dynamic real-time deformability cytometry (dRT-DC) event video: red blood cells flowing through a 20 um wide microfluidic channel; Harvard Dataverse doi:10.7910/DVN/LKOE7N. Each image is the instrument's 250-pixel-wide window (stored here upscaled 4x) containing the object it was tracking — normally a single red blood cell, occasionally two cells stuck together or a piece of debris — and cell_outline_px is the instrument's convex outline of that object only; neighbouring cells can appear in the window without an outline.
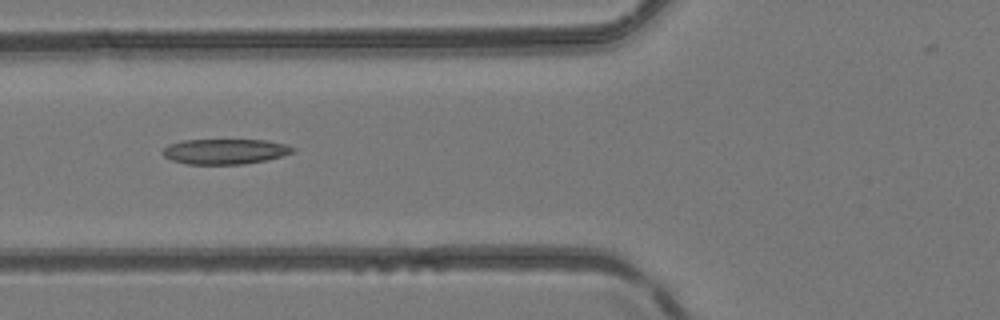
{"species": "common noctule bat (a hibernating species)", "species_latin": "Nyctalus noctula", "temperature_condition": "room temperature", "stored_images_in_passage": 4, "camera_frame_rate_fps": 3000, "um_per_image_px": 0.085, "animal": {"sex": "female", "body_mass_g": 24.6, "forearm_length_mm": 56.2}, "frame": {"image": 1, "passage_image": 4, "time_ms": 4.333, "image_size_px": [1000, 320], "cell_outline_px": [[296, 152], [268, 160], [244, 164], [188, 164], [172, 160], [164, 156], [160, 152], [168, 144], [184, 140], [268, 140], [288, 144], [296, 148]], "centroid_in_image_um": [19.18, 12.87], "position_along_channel_um": 106.6, "area_um2": 19.42}}